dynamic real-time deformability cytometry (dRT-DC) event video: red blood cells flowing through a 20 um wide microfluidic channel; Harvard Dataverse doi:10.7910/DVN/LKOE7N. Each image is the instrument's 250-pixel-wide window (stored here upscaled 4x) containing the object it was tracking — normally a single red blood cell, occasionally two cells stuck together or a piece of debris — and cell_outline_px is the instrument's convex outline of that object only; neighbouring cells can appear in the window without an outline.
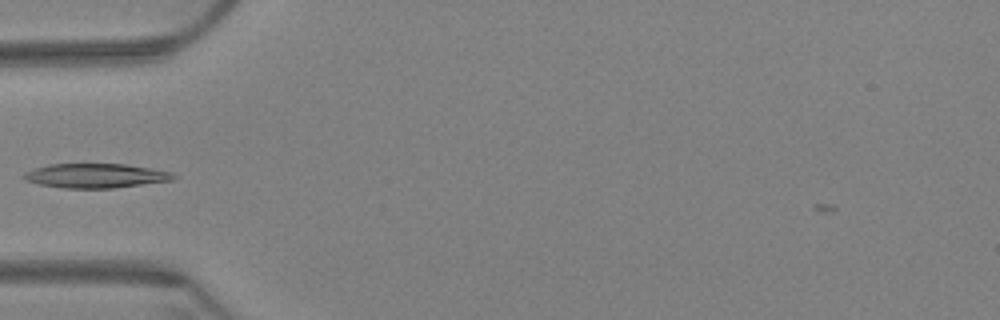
{"species": "Egyptian fruit bat (a non-hibernating species)", "species_latin": "Rousettus aegyptiacus", "temperature_condition": "warm", "stored_images_in_passage": 7, "camera_frame_rate_fps": 3000, "um_per_image_px": 0.085, "animal": {"sex": "female"}, "frame": {"image": 1, "passage_image": 2, "time_ms": 0.333, "image_size_px": [1000, 320], "cell_outline_px": [[176, 176], [172, 180], [112, 188], [64, 188], [40, 184], [24, 180], [24, 172], [48, 164], [124, 164], [172, 172]], "centroid_in_image_um": [8.1, 14.93], "position_along_channel_um": 76.9, "area_um2": 20.92}}
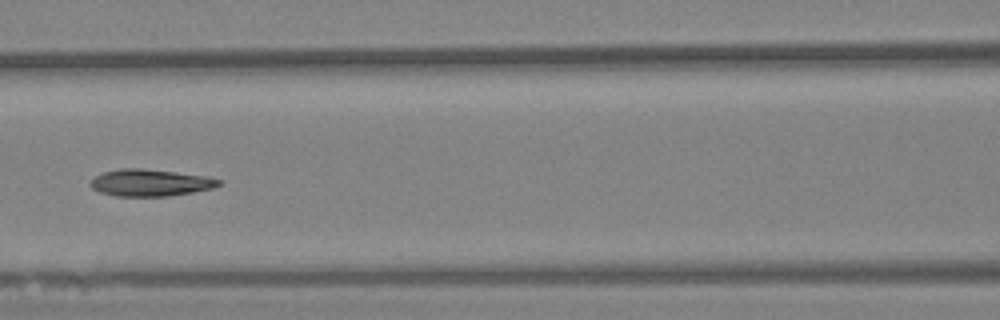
{"frame": {"image": 2, "passage_image": 4, "time_ms": 1.0, "image_size_px": [1000, 320], "cell_outline_px": [[220, 184], [212, 188], [192, 192], [168, 196], [116, 196], [100, 192], [92, 188], [88, 184], [96, 176], [104, 172], [120, 168], [140, 168], [176, 172], [208, 176], [220, 180]], "centroid_in_image_um": [12.75, 15.53], "position_along_channel_um": 153.8, "area_um2": 20.0}}
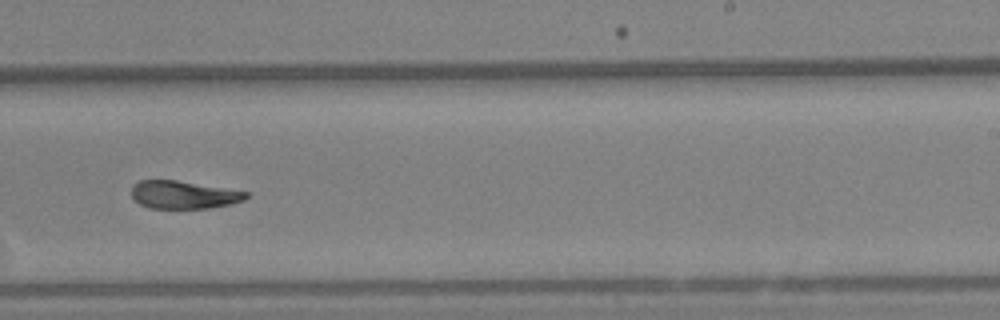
{"frame": {"image": 3, "passage_image": 7, "time_ms": 2.0, "image_size_px": [1000, 320], "cell_outline_px": [[248, 196], [244, 200], [212, 208], [152, 208], [140, 204], [132, 196], [132, 184], [140, 180], [176, 180], [248, 192]], "centroid_in_image_um": [15.58, 16.55], "position_along_channel_um": 273.4, "area_um2": 18.38}}